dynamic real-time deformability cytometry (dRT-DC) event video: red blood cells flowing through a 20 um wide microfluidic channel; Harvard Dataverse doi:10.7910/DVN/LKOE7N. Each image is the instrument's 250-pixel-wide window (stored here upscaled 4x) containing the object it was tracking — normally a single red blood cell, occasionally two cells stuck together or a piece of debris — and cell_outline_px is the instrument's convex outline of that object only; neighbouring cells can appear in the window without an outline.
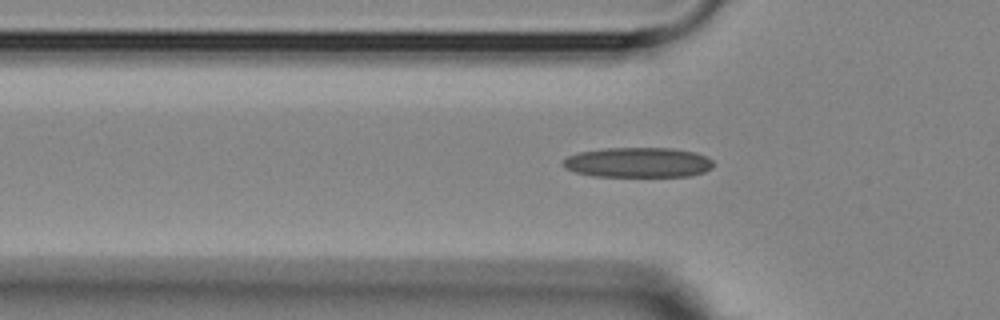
{"species": "Egyptian fruit bat (a non-hibernating species)", "species_latin": "Rousettus aegyptiacus", "temperature_condition": "room temperature", "stored_images_in_passage": 4, "camera_frame_rate_fps": 3000, "um_per_image_px": 0.085, "animal": {"sex": "female"}, "frame": {"image": 1, "passage_image": 4, "time_ms": 1.0, "image_size_px": [1000, 320], "cell_outline_px": [[712, 168], [704, 172], [688, 176], [592, 176], [576, 172], [564, 168], [560, 164], [568, 156], [580, 152], [604, 148], [672, 148], [696, 152], [712, 160]], "centroid_in_image_um": [54.21, 13.81], "position_along_channel_um": 71.6, "area_um2": 26.3}}